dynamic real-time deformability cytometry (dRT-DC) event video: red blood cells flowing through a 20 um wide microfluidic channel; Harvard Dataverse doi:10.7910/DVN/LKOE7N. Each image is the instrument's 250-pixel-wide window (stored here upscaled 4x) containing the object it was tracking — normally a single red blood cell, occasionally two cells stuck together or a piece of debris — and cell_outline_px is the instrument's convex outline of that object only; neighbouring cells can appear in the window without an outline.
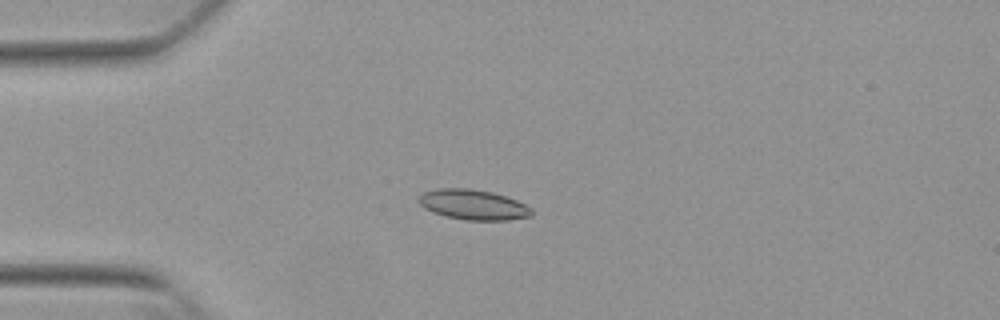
{"species": "Egyptian fruit bat (a non-hibernating species)", "species_latin": "Rousettus aegyptiacus", "temperature_condition": "warm", "stored_images_in_passage": 54, "camera_frame_rate_fps": 3000, "um_per_image_px": 0.085, "animal": {"sex": "female"}, "frame": {"image": 1, "passage_image": 15, "time_ms": 4.667, "image_size_px": [1000, 320], "cell_outline_px": [[532, 216], [508, 220], [464, 220], [432, 212], [424, 208], [416, 200], [424, 192], [440, 188], [468, 188], [492, 192], [516, 200], [532, 208]], "centroid_in_image_um": [40.22, 17.4], "position_along_channel_um": 44.8, "area_um2": 19.77}}
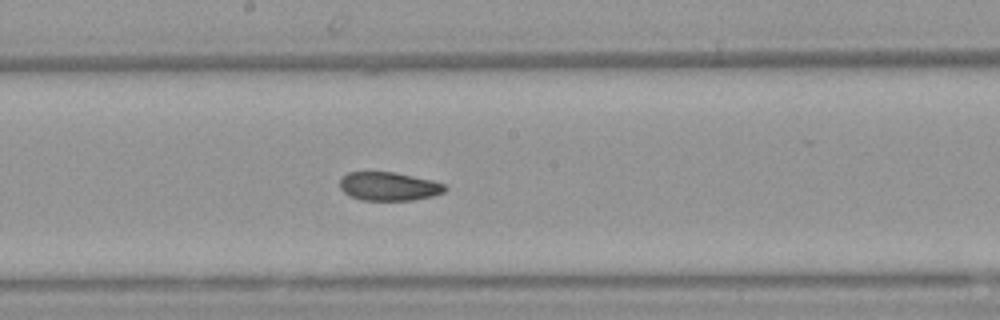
{"frame": {"image": 2, "passage_image": 30, "time_ms": 9.667, "image_size_px": [1000, 320], "cell_outline_px": [[448, 188], [444, 192], [432, 196], [412, 200], [360, 200], [344, 192], [340, 188], [340, 176], [348, 172], [396, 172], [432, 180], [444, 184]], "centroid_in_image_um": [33.04, 15.83], "position_along_channel_um": 215.2, "area_um2": 17.57}}
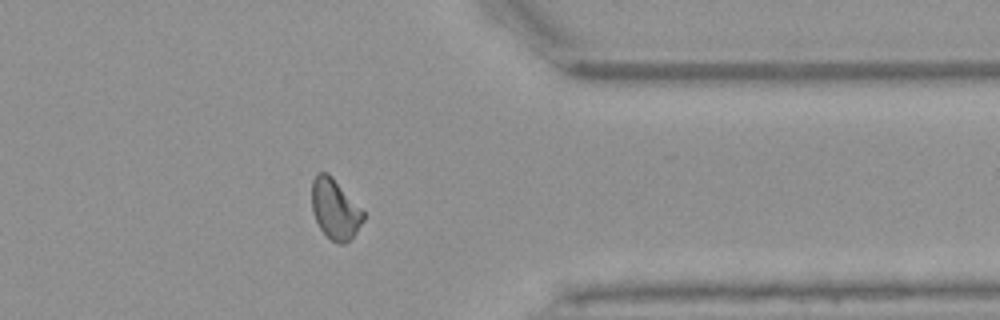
{"frame": {"image": 3, "passage_image": 44, "time_ms": 14.333, "image_size_px": [1000, 320], "cell_outline_px": [[364, 220], [356, 232], [344, 244], [340, 244], [332, 240], [320, 228], [312, 212], [312, 180], [320, 172], [328, 172], [332, 176], [364, 212]], "centroid_in_image_um": [28.47, 17.76], "position_along_channel_um": 382.9, "area_um2": 17.74}, "authors_computed_cell_mechanics": {"area_um2": 18.3804, "velocity_mm_per_s": 3.8315, "shape_relaxation_time_tau1_ms": null, "shape_relaxation_time_tau2_ms": 2.4334, "deformation_change_tau1": null, "deformation_change_tau2": 0.0686}}